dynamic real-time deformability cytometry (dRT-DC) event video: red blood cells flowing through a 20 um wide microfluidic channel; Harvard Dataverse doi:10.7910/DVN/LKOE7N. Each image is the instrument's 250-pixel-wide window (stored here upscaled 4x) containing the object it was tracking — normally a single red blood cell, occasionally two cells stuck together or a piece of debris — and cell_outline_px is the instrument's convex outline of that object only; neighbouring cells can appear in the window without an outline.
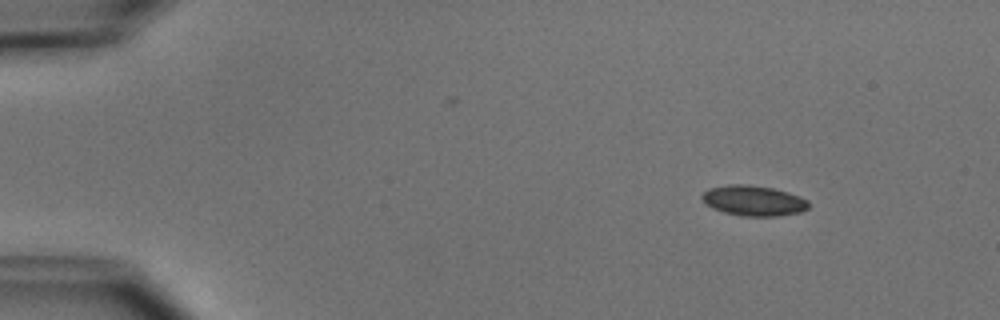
{"species": "common noctule bat (a hibernating species)", "species_latin": "Nyctalus noctula", "temperature_condition": "cold", "stored_images_in_passage": 8, "camera_frame_rate_fps": 3000, "um_per_image_px": 0.085, "animal": {"sex": "male", "body_mass_g": 15.6}, "frame": {"image": 1, "passage_image": 1, "time_ms": 0.0, "image_size_px": [1000, 320], "cell_outline_px": [[808, 208], [800, 212], [776, 216], [740, 216], [724, 212], [712, 208], [704, 204], [700, 196], [708, 188], [728, 184], [744, 184], [772, 188], [788, 192], [800, 196], [808, 200]], "centroid_in_image_um": [64.01, 17.05], "position_along_channel_um": 21.0, "area_um2": 18.96}}
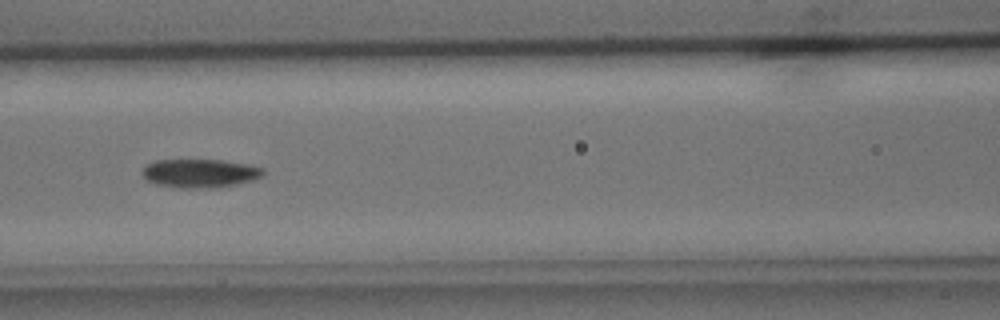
{"frame": {"image": 2, "passage_image": 6, "time_ms": 5.667, "image_size_px": [1000, 320], "cell_outline_px": [[264, 176], [252, 180], [220, 188], [176, 188], [156, 184], [148, 180], [140, 172], [148, 164], [156, 160], [220, 160], [248, 164], [264, 168]], "centroid_in_image_um": [17.02, 14.74], "position_along_channel_um": 149.6, "area_um2": 20.29}}
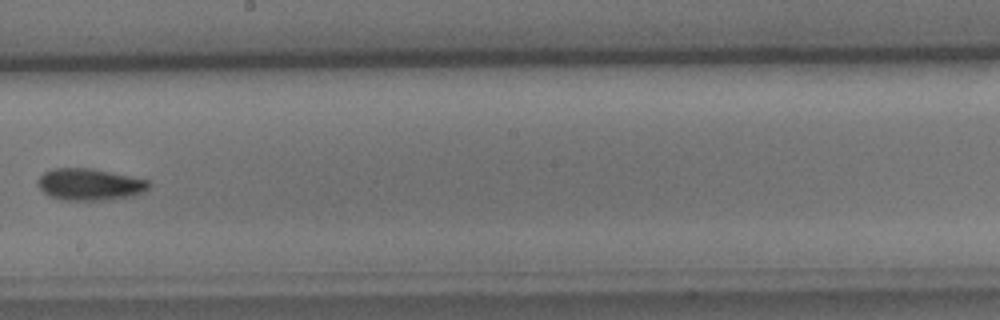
{"frame": {"image": 3, "passage_image": 8, "time_ms": 8.0, "image_size_px": [1000, 320], "cell_outline_px": [[152, 184], [144, 192], [132, 196], [112, 200], [68, 200], [52, 196], [44, 192], [36, 184], [36, 180], [44, 172], [52, 168], [92, 168], [152, 180]], "centroid_in_image_um": [7.68, 15.66], "position_along_channel_um": 240.5, "area_um2": 20.87}}